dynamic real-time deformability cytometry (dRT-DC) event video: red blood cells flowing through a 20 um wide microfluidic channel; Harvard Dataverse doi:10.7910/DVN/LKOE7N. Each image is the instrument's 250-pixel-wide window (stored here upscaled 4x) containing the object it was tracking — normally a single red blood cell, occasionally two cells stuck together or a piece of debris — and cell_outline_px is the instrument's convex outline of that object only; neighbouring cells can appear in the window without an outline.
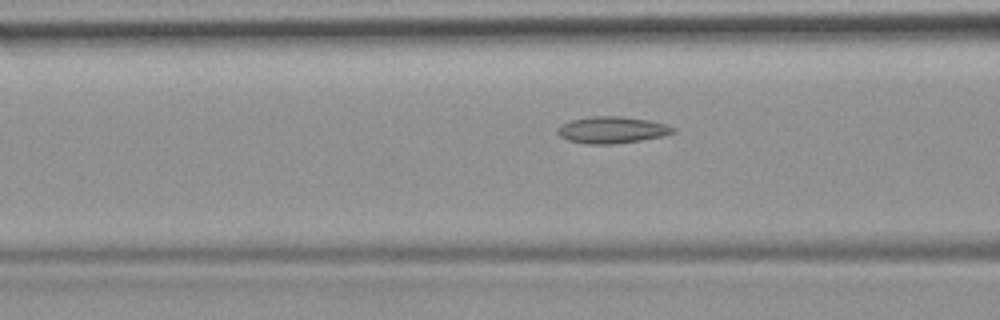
{"species": "common noctule bat (a hibernating species)", "species_latin": "Nyctalus noctula", "temperature_condition": "room temperature", "stored_images_in_passage": 33, "camera_frame_rate_fps": 3000, "um_per_image_px": 0.085, "animal": {"sex": "female", "body_mass_g": 19.9}, "frame": {"image": 1, "passage_image": 10, "time_ms": 3.0, "image_size_px": [1000, 320], "cell_outline_px": [[676, 132], [660, 136], [640, 140], [612, 144], [588, 144], [568, 140], [560, 136], [556, 132], [556, 128], [560, 124], [572, 120], [592, 116], [620, 116], [648, 120], [664, 124], [676, 128]], "centroid_in_image_um": [51.97, 11.04], "position_along_channel_um": 114.6, "area_um2": 17.86}}
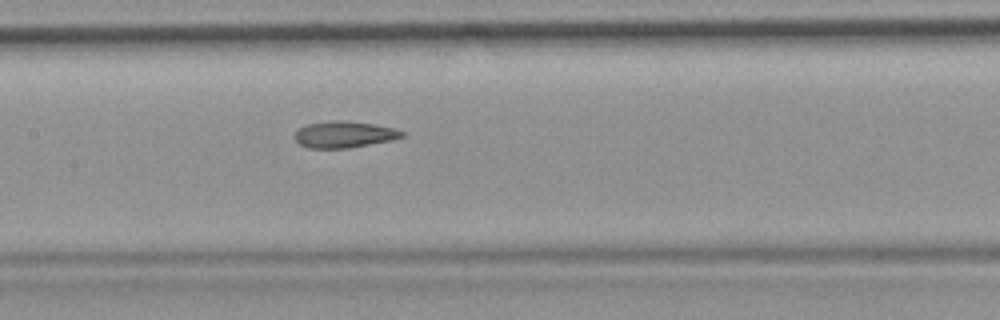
{"frame": {"image": 2, "passage_image": 15, "time_ms": 4.667, "image_size_px": [1000, 320], "cell_outline_px": [[404, 136], [392, 140], [348, 148], [308, 148], [300, 144], [292, 136], [300, 128], [308, 124], [336, 120], [344, 120], [372, 124], [392, 128], [404, 132]], "centroid_in_image_um": [29.23, 11.43], "position_along_channel_um": 178.2, "area_um2": 16.36}}